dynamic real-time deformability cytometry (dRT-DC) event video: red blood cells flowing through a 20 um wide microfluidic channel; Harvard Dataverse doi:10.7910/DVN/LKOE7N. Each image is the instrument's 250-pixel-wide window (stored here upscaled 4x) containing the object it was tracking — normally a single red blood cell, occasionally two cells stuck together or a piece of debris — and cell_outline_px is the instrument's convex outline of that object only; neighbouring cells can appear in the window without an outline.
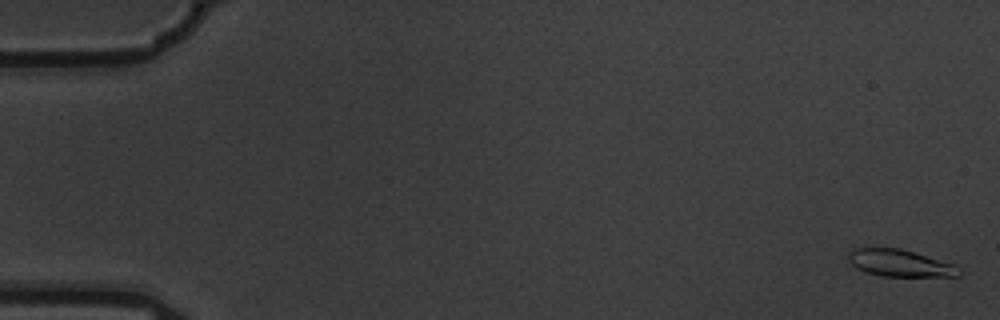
{"species": "common noctule bat (a hibernating species)", "species_latin": "Nyctalus noctula", "temperature_condition": "warm", "stored_images_in_passage": 9, "camera_frame_rate_fps": 3000, "um_per_image_px": 0.085, "animal": {"sex": "male", "body_mass_g": 19.5, "forearm_length_mm": 54.6}, "frame": {"image": 1, "passage_image": 1, "time_ms": 0.0, "image_size_px": [1000, 320], "cell_outline_px": [[960, 276], [880, 276], [856, 268], [848, 260], [848, 252], [852, 248], [900, 248], [952, 264], [960, 268]], "centroid_in_image_um": [76.45, 22.36], "position_along_channel_um": 8.6, "area_um2": 17.17}}
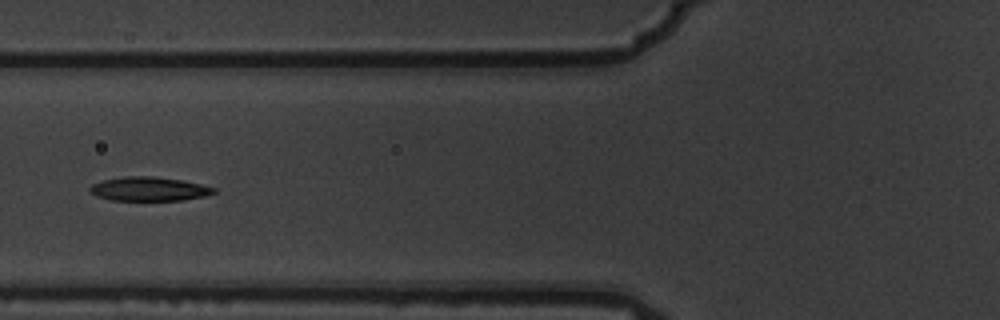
{"frame": {"image": 2, "passage_image": 7, "time_ms": 2.0, "image_size_px": [1000, 320], "cell_outline_px": [[216, 192], [204, 196], [184, 200], [112, 200], [96, 196], [88, 192], [88, 188], [92, 184], [104, 180], [124, 176], [152, 176], [180, 180], [200, 184], [216, 188]], "centroid_in_image_um": [12.63, 16.06], "position_along_channel_um": 113.2, "area_um2": 17.28}}
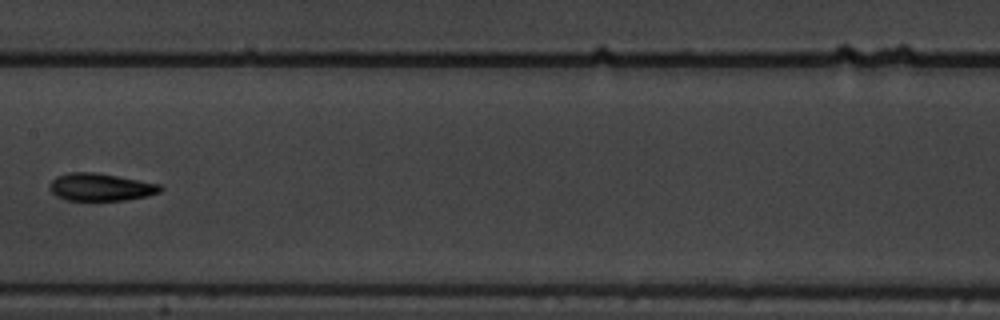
{"frame": {"image": 3, "passage_image": 9, "time_ms": 2.667, "image_size_px": [1000, 320], "cell_outline_px": [[164, 188], [160, 192], [148, 196], [124, 200], [64, 200], [56, 196], [48, 188], [48, 184], [56, 176], [68, 172], [96, 172], [160, 184]], "centroid_in_image_um": [8.52, 15.9], "position_along_channel_um": 198.9, "area_um2": 17.92}}